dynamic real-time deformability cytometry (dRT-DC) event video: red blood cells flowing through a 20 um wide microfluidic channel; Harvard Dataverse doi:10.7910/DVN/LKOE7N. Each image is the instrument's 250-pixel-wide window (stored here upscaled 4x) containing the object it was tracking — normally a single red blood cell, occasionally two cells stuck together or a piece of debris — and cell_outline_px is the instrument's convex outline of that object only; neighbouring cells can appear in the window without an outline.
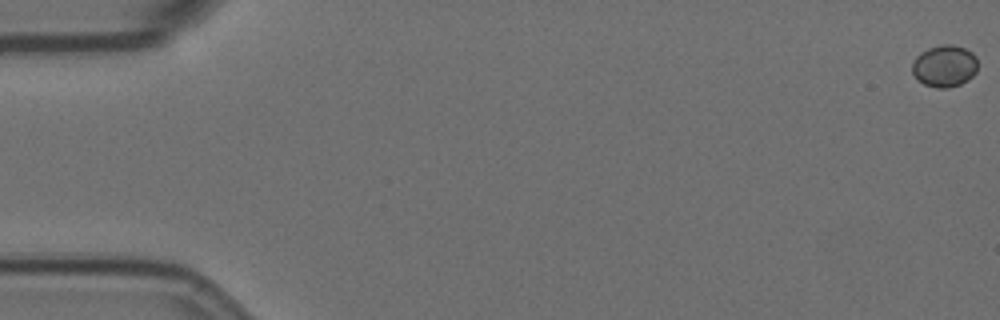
{"species": "Egyptian fruit bat (a non-hibernating species)", "species_latin": "Rousettus aegyptiacus", "temperature_condition": "room temperature", "stored_images_in_passage": 49, "camera_frame_rate_fps": 3000, "um_per_image_px": 0.085, "animal": {"sex": "female"}, "frame": {"image": 1, "passage_image": 1, "time_ms": 0.0, "image_size_px": [1000, 320], "cell_outline_px": [[976, 72], [968, 80], [960, 84], [948, 88], [936, 88], [924, 84], [916, 80], [912, 72], [912, 64], [916, 56], [920, 52], [928, 48], [940, 44], [952, 44], [964, 48], [972, 52], [976, 56]], "centroid_in_image_um": [80.26, 5.61], "position_along_channel_um": 4.7, "area_um2": 16.18}}
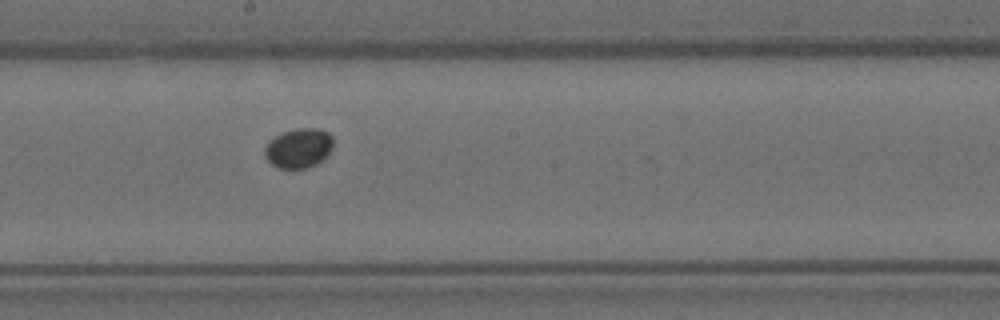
{"frame": {"image": 2, "passage_image": 33, "time_ms": 10.667, "image_size_px": [1000, 320], "cell_outline_px": [[332, 148], [316, 164], [304, 168], [280, 168], [272, 164], [264, 156], [264, 148], [268, 140], [280, 132], [296, 128], [320, 128], [328, 132], [332, 136]], "centroid_in_image_um": [25.34, 12.55], "position_along_channel_um": 222.9, "area_um2": 15.84}}
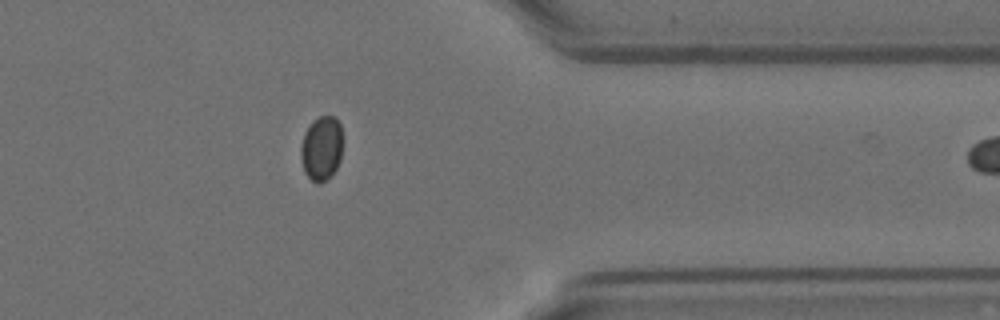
{"frame": {"image": 3, "passage_image": 48, "time_ms": 15.667, "image_size_px": [1000, 320], "cell_outline_px": [[340, 160], [336, 168], [320, 184], [316, 184], [304, 172], [300, 156], [300, 148], [304, 132], [312, 120], [320, 116], [336, 116], [340, 124]], "centroid_in_image_um": [27.28, 12.58], "position_along_channel_um": 384.1, "area_um2": 15.55}}